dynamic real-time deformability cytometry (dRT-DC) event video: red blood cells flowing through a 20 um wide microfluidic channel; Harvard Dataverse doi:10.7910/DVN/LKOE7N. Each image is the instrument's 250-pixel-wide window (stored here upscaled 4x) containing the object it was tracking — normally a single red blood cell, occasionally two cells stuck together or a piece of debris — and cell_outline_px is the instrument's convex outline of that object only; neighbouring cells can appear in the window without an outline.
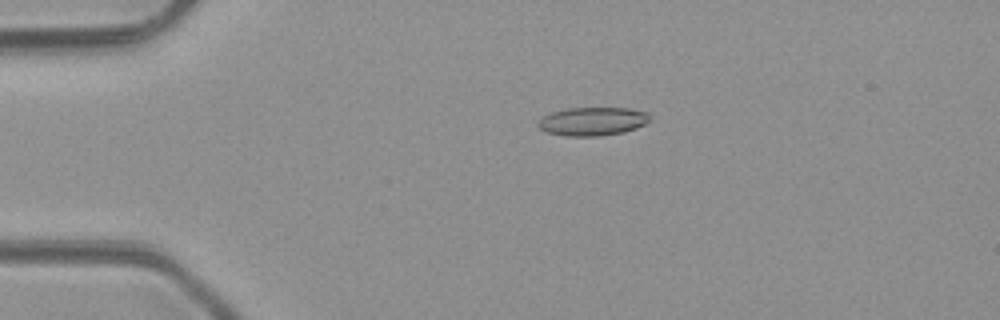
{"species": "common noctule bat (a hibernating species)", "species_latin": "Nyctalus noctula", "temperature_condition": "room temperature", "stored_images_in_passage": 2, "camera_frame_rate_fps": 3000, "um_per_image_px": 0.085, "animal": {"sex": "male", "body_mass_g": 23.1, "forearm_length_mm": 52.7}, "frame": {"image": 1, "passage_image": 1, "time_ms": 0.0, "image_size_px": [1000, 320], "cell_outline_px": [[652, 120], [636, 128], [624, 132], [600, 136], [568, 136], [548, 132], [540, 128], [536, 124], [544, 116], [552, 112], [568, 108], [628, 108], [648, 112], [652, 116]], "centroid_in_image_um": [50.43, 10.31], "position_along_channel_um": 34.6, "area_um2": 18.55}}